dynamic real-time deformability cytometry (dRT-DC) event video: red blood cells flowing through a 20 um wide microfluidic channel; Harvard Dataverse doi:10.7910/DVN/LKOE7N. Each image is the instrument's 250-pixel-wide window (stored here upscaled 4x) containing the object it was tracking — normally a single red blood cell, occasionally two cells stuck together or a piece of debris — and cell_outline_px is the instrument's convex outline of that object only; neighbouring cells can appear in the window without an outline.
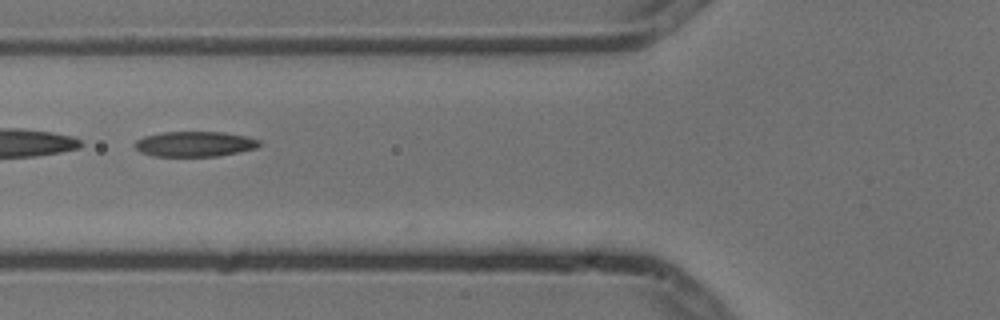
{"species": "common noctule bat (a hibernating species)", "species_latin": "Nyctalus noctula", "temperature_condition": "cold", "stored_images_in_passage": 8, "segment_of_instrument_passage": [2, 2], "camera_frame_rate_fps": 3000, "um_per_image_px": 0.085, "animal": {"sex": "male", "body_mass_g": 13.3}, "frame": {"image": 1, "passage_image": 6, "time_ms": 1.667, "image_size_px": [1000, 320], "cell_outline_px": [[264, 144], [256, 148], [216, 156], [152, 156], [140, 152], [132, 144], [136, 140], [144, 136], [160, 132], [224, 132], [248, 136], [260, 140]], "centroid_in_image_um": [16.55, 12.23], "position_along_channel_um": 109.3, "area_um2": 18.5}}
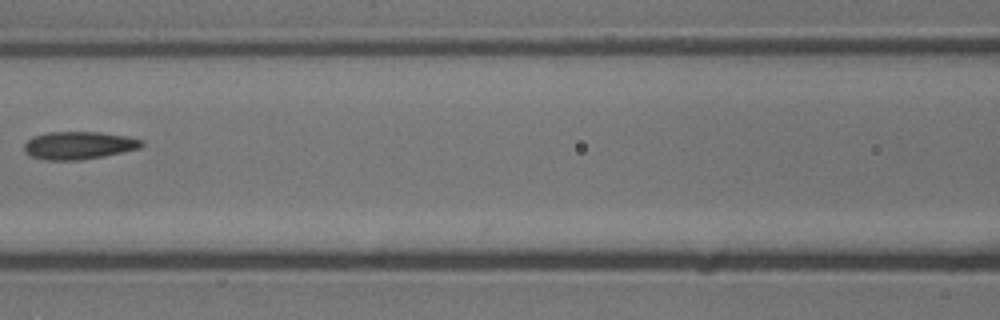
{"frame": {"image": 2, "passage_image": 7, "time_ms": 2.0, "image_size_px": [1000, 320], "cell_outline_px": [[144, 144], [140, 148], [104, 156], [80, 160], [44, 160], [28, 156], [24, 152], [24, 144], [32, 136], [48, 132], [100, 132], [128, 136], [144, 140]], "centroid_in_image_um": [6.68, 12.36], "position_along_channel_um": 159.9, "area_um2": 19.25}}
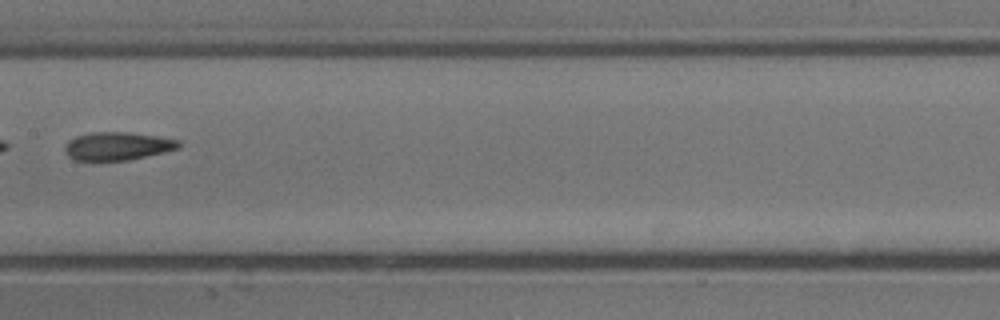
{"frame": {"image": 3, "passage_image": 8, "time_ms": 2.333, "image_size_px": [1000, 320], "cell_outline_px": [[180, 148], [128, 160], [72, 160], [64, 152], [64, 148], [68, 140], [76, 136], [92, 132], [128, 132], [156, 136], [180, 140]], "centroid_in_image_um": [9.95, 12.41], "position_along_channel_um": 197.4, "area_um2": 18.61}}